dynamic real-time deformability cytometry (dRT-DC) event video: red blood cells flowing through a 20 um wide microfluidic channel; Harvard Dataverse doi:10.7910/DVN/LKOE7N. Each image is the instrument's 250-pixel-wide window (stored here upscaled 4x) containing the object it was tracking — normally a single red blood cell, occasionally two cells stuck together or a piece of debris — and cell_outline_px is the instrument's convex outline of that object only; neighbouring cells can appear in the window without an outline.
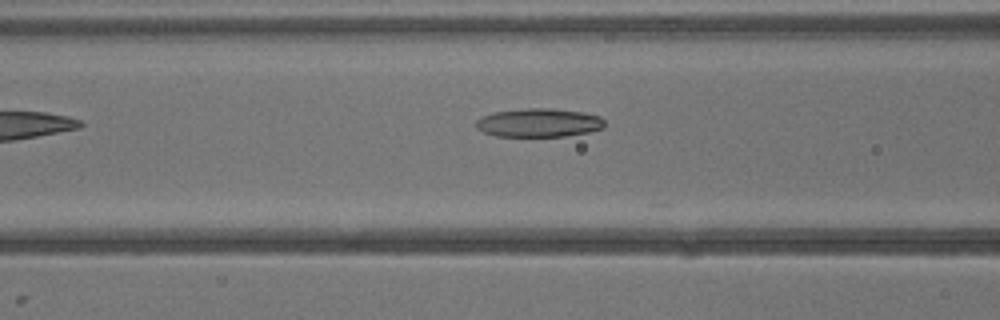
{"species": "common noctule bat (a hibernating species)", "species_latin": "Nyctalus noctula", "temperature_condition": "warm", "stored_images_in_passage": 3, "camera_frame_rate_fps": 3000, "um_per_image_px": 0.085, "animal": {"sex": "male", "body_mass_g": 13.3}, "frame": {"image": 1, "passage_image": 3, "time_ms": 3.0, "image_size_px": [1000, 320], "cell_outline_px": [[604, 128], [588, 132], [564, 136], [496, 136], [484, 132], [476, 128], [476, 120], [480, 116], [492, 112], [528, 108], [552, 108], [584, 112], [600, 116], [604, 120]], "centroid_in_image_um": [45.79, 10.42], "position_along_channel_um": 120.8, "area_um2": 21.56}}